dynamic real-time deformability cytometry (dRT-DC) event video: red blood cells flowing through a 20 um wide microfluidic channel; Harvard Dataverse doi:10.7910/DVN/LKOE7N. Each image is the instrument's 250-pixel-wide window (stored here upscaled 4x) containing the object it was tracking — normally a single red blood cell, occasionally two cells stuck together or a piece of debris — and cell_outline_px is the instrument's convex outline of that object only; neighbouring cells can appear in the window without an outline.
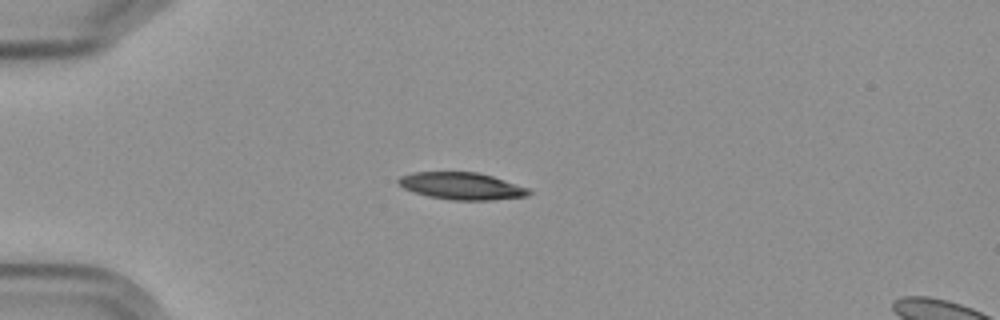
{"species": "Egyptian fruit bat (a non-hibernating species)", "species_latin": "Rousettus aegyptiacus", "temperature_condition": "cold", "stored_images_in_passage": 12, "camera_frame_rate_fps": 3000, "um_per_image_px": 0.085, "frame": {"image": 1, "passage_image": 1, "time_ms": 0.0, "image_size_px": [1000, 320], "cell_outline_px": [[532, 192], [528, 196], [492, 200], [452, 200], [428, 196], [412, 192], [404, 188], [396, 180], [400, 176], [412, 172], [476, 172], [492, 176], [528, 188]], "centroid_in_image_um": [39.22, 15.81], "position_along_channel_um": 45.8, "area_um2": 20.58}}
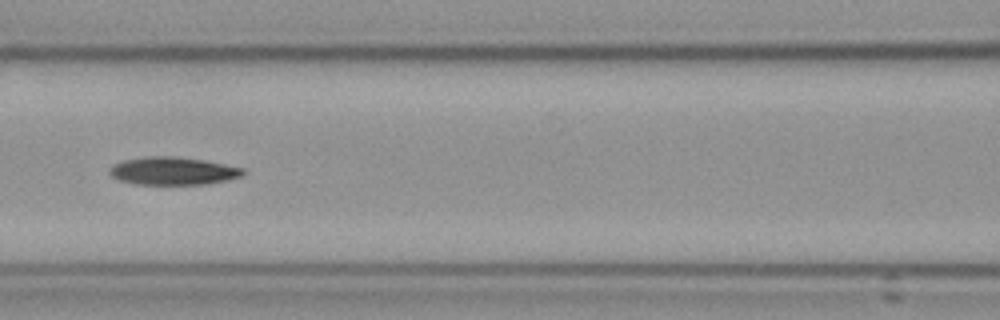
{"frame": {"image": 2, "passage_image": 4, "time_ms": 3.667, "image_size_px": [1000, 320], "cell_outline_px": [[244, 172], [240, 176], [228, 180], [204, 184], [132, 184], [116, 180], [108, 172], [108, 168], [112, 164], [124, 160], [148, 156], [176, 156], [204, 160], [244, 168]], "centroid_in_image_um": [14.63, 14.53], "position_along_channel_um": 152.0, "area_um2": 21.79}}
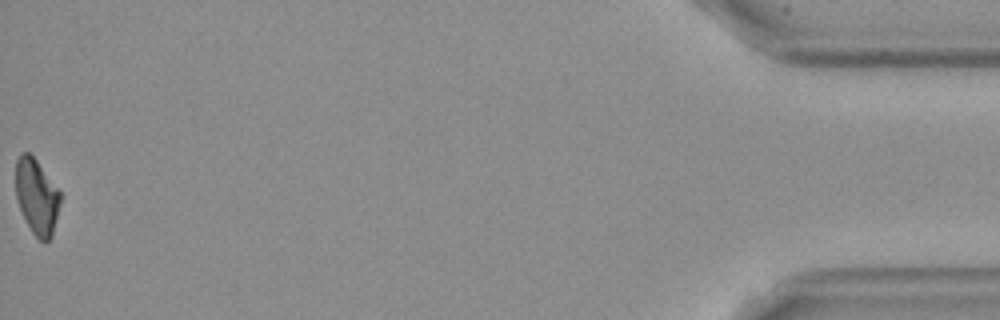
{"frame": {"image": 3, "passage_image": 12, "time_ms": 14.0, "image_size_px": [1000, 320], "cell_outline_px": [[60, 204], [52, 236], [48, 240], [40, 240], [32, 232], [20, 208], [16, 196], [16, 160], [20, 152], [28, 152], [36, 160], [60, 192]], "centroid_in_image_um": [3.11, 16.69], "position_along_channel_um": 432.1, "area_um2": 19.19}}